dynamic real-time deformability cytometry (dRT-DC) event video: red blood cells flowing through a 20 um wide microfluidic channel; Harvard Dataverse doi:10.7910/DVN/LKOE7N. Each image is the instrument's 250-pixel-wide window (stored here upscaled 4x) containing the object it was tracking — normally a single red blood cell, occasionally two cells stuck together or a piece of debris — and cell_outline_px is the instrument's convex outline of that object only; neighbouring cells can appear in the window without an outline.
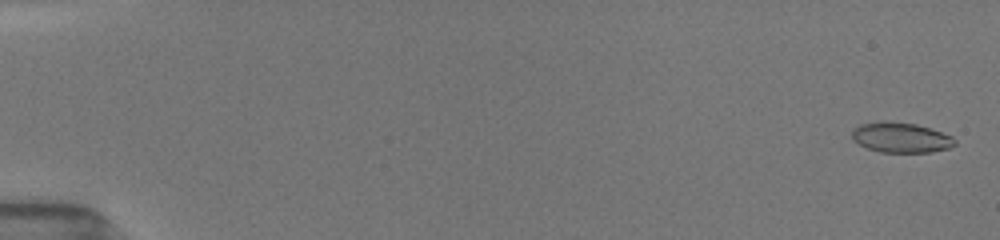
{"species": "common noctule bat (a hibernating species)", "species_latin": "Nyctalus noctula", "temperature_condition": "room temperature", "stored_images_in_passage": 54, "camera_frame_rate_fps": 3000, "um_per_image_px": 0.085, "animal": {"sex": "female", "body_mass_g": 19.5, "forearm_length_mm": 54.1}, "frame": {"image": 1, "passage_image": 2, "time_ms": 0.333, "image_size_px": [1000, 240], "cell_outline_px": [[956, 144], [948, 148], [932, 152], [880, 152], [868, 148], [852, 140], [852, 132], [860, 124], [916, 124], [952, 136], [956, 140]], "centroid_in_image_um": [76.63, 11.75], "position_along_channel_um": 8.4, "area_um2": 17.17}}
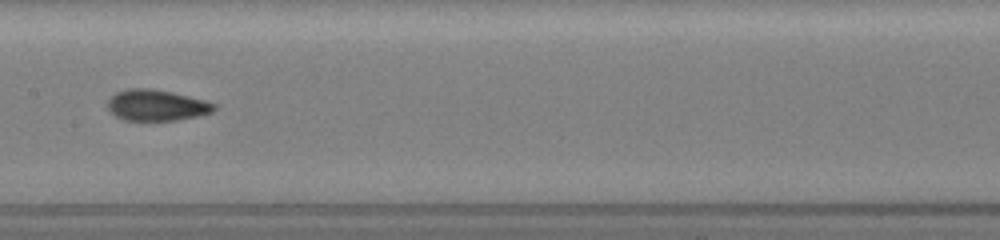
{"frame": {"image": 2, "passage_image": 29, "time_ms": 9.333, "image_size_px": [1000, 240], "cell_outline_px": [[216, 108], [212, 112], [196, 116], [176, 120], [124, 120], [116, 116], [108, 108], [108, 100], [116, 92], [128, 88], [148, 88], [172, 92], [204, 100], [216, 104]], "centroid_in_image_um": [13.3, 8.94], "position_along_channel_um": 194.1, "area_um2": 19.07}}
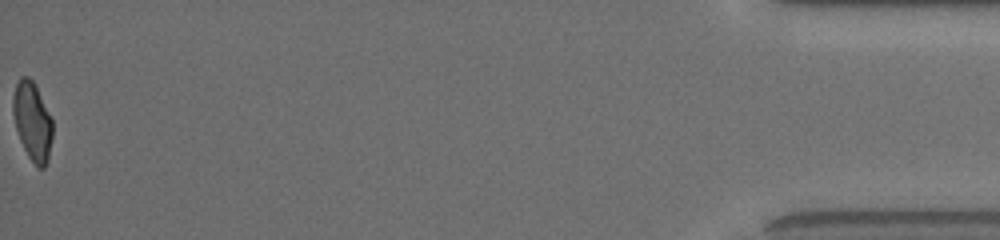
{"frame": {"image": 3, "passage_image": 54, "time_ms": 17.667, "image_size_px": [1000, 240], "cell_outline_px": [[52, 136], [48, 160], [44, 168], [40, 168], [28, 156], [20, 140], [16, 128], [12, 112], [12, 96], [16, 84], [20, 76], [28, 76], [32, 80], [52, 120]], "centroid_in_image_um": [2.73, 10.3], "position_along_channel_um": 432.5, "area_um2": 17.8}, "authors_computed_cell_mechanics": {"area_um2": 18.6116, "velocity_mm_per_s": 3.9402, "shape_relaxation_time_tau1_ms": 6.7292, "shape_relaxation_time_tau2_ms": 1.7369, "deformation_change_tau1": 0.1674, "deformation_change_tau2": 0.0586}}